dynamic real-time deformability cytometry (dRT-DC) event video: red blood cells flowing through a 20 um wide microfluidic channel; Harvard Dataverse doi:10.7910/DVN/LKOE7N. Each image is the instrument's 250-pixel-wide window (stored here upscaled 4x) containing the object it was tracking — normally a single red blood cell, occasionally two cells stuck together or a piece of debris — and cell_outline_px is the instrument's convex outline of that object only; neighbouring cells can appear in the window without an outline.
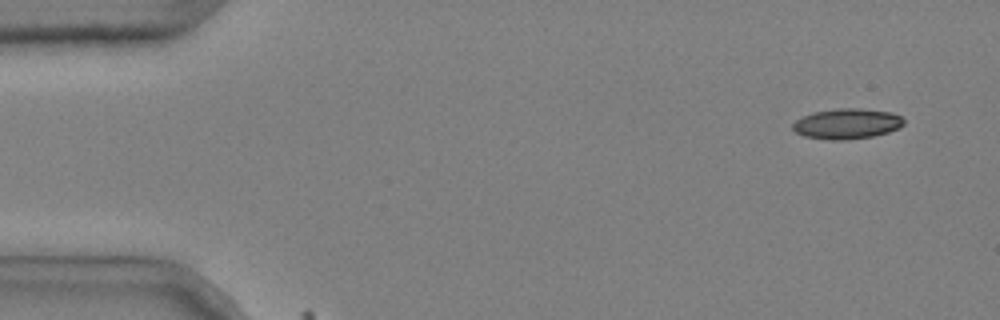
{"species": "common noctule bat (a hibernating species)", "species_latin": "Nyctalus noctula", "temperature_condition": "cold", "stored_images_in_passage": 2, "camera_frame_rate_fps": 3000, "um_per_image_px": 0.085, "animal": {"sex": "male", "body_mass_g": 20.4}, "frame": {"image": 1, "passage_image": 1, "time_ms": 0.0, "image_size_px": [1000, 320], "cell_outline_px": [[904, 124], [888, 132], [872, 136], [848, 140], [832, 140], [804, 136], [796, 132], [792, 128], [792, 124], [796, 120], [812, 112], [836, 108], [860, 108], [892, 112], [900, 116], [904, 120]], "centroid_in_image_um": [71.98, 10.51], "position_along_channel_um": 13.0, "area_um2": 19.65}}